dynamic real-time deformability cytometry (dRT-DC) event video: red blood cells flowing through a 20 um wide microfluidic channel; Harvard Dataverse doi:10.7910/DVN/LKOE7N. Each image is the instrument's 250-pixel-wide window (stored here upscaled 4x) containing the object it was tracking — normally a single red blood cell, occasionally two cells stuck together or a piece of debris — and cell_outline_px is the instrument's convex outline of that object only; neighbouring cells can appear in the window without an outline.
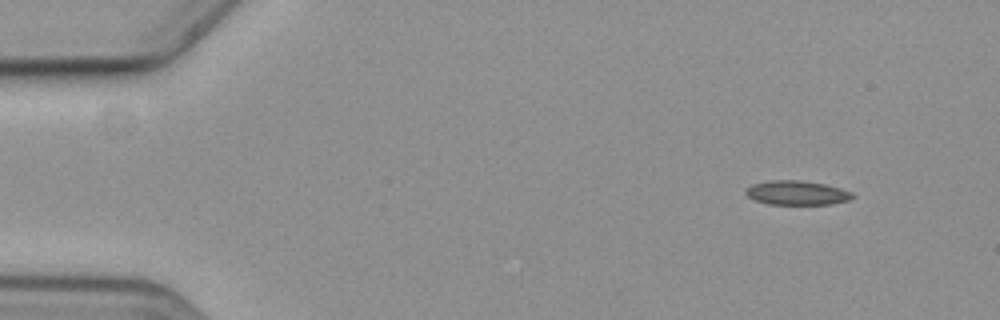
{"species": "common noctule bat (a hibernating species)", "species_latin": "Nyctalus noctula", "temperature_condition": "cold", "stored_images_in_passage": 5, "segment_of_instrument_passage": [1, 2], "camera_frame_rate_fps": 3000, "um_per_image_px": 0.085, "animal": {"sex": "female", "body_mass_g": 19.3, "forearm_length_mm": 54.1}, "frame": {"image": 1, "passage_image": 1, "time_ms": 0.0, "image_size_px": [1000, 320], "cell_outline_px": [[856, 196], [848, 200], [828, 204], [768, 204], [756, 200], [748, 196], [744, 192], [752, 184], [768, 180], [800, 180], [824, 184], [840, 188], [852, 192]], "centroid_in_image_um": [67.73, 16.38], "position_along_channel_um": 17.3, "area_um2": 14.97}}
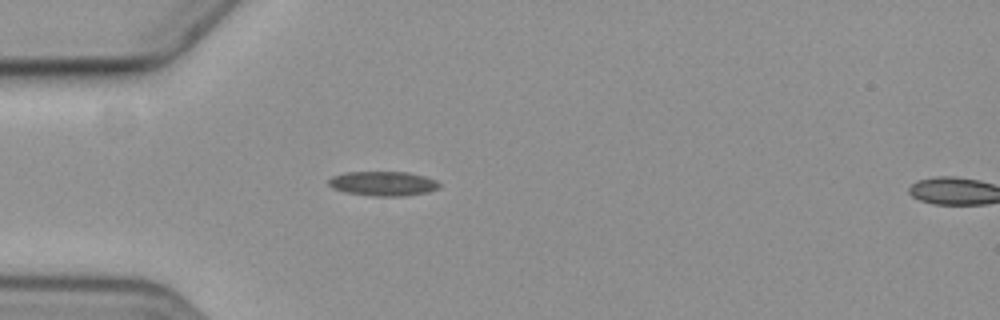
{"frame": {"image": 2, "passage_image": 4, "time_ms": 3.667, "image_size_px": [1000, 320], "cell_outline_px": [[440, 188], [428, 192], [404, 196], [372, 196], [344, 192], [332, 188], [328, 184], [328, 180], [332, 176], [344, 172], [408, 172], [424, 176], [436, 180], [440, 184]], "centroid_in_image_um": [32.55, 15.6], "position_along_channel_um": 52.4, "area_um2": 15.95}}